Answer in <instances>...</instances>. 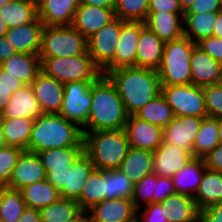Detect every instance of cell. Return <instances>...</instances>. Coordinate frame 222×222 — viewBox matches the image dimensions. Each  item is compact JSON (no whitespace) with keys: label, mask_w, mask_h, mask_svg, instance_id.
Returning <instances> with one entry per match:
<instances>
[{"label":"cell","mask_w":222,"mask_h":222,"mask_svg":"<svg viewBox=\"0 0 222 222\" xmlns=\"http://www.w3.org/2000/svg\"><path fill=\"white\" fill-rule=\"evenodd\" d=\"M213 36L222 39V11H218Z\"/></svg>","instance_id":"obj_59"},{"label":"cell","mask_w":222,"mask_h":222,"mask_svg":"<svg viewBox=\"0 0 222 222\" xmlns=\"http://www.w3.org/2000/svg\"><path fill=\"white\" fill-rule=\"evenodd\" d=\"M196 45L184 35L165 43L157 69L161 86L191 84V56Z\"/></svg>","instance_id":"obj_5"},{"label":"cell","mask_w":222,"mask_h":222,"mask_svg":"<svg viewBox=\"0 0 222 222\" xmlns=\"http://www.w3.org/2000/svg\"><path fill=\"white\" fill-rule=\"evenodd\" d=\"M181 21H184V14L148 12L145 25L166 43L184 35V26Z\"/></svg>","instance_id":"obj_24"},{"label":"cell","mask_w":222,"mask_h":222,"mask_svg":"<svg viewBox=\"0 0 222 222\" xmlns=\"http://www.w3.org/2000/svg\"><path fill=\"white\" fill-rule=\"evenodd\" d=\"M162 214L168 222H198L199 208L194 199L184 194H174L161 202Z\"/></svg>","instance_id":"obj_26"},{"label":"cell","mask_w":222,"mask_h":222,"mask_svg":"<svg viewBox=\"0 0 222 222\" xmlns=\"http://www.w3.org/2000/svg\"><path fill=\"white\" fill-rule=\"evenodd\" d=\"M221 79L222 63L196 45L191 56V84L204 87L220 83Z\"/></svg>","instance_id":"obj_19"},{"label":"cell","mask_w":222,"mask_h":222,"mask_svg":"<svg viewBox=\"0 0 222 222\" xmlns=\"http://www.w3.org/2000/svg\"><path fill=\"white\" fill-rule=\"evenodd\" d=\"M204 117L174 118L163 128V142L193 153V144Z\"/></svg>","instance_id":"obj_12"},{"label":"cell","mask_w":222,"mask_h":222,"mask_svg":"<svg viewBox=\"0 0 222 222\" xmlns=\"http://www.w3.org/2000/svg\"><path fill=\"white\" fill-rule=\"evenodd\" d=\"M84 151V146H69L45 149L37 152L45 171L49 168H71L74 161Z\"/></svg>","instance_id":"obj_36"},{"label":"cell","mask_w":222,"mask_h":222,"mask_svg":"<svg viewBox=\"0 0 222 222\" xmlns=\"http://www.w3.org/2000/svg\"><path fill=\"white\" fill-rule=\"evenodd\" d=\"M218 127H219L218 138L219 141L222 142V118H218Z\"/></svg>","instance_id":"obj_63"},{"label":"cell","mask_w":222,"mask_h":222,"mask_svg":"<svg viewBox=\"0 0 222 222\" xmlns=\"http://www.w3.org/2000/svg\"><path fill=\"white\" fill-rule=\"evenodd\" d=\"M161 94L172 108L174 116L207 117L202 87L193 84L161 86Z\"/></svg>","instance_id":"obj_8"},{"label":"cell","mask_w":222,"mask_h":222,"mask_svg":"<svg viewBox=\"0 0 222 222\" xmlns=\"http://www.w3.org/2000/svg\"><path fill=\"white\" fill-rule=\"evenodd\" d=\"M21 87H5L0 84V113L10 100L12 94Z\"/></svg>","instance_id":"obj_57"},{"label":"cell","mask_w":222,"mask_h":222,"mask_svg":"<svg viewBox=\"0 0 222 222\" xmlns=\"http://www.w3.org/2000/svg\"><path fill=\"white\" fill-rule=\"evenodd\" d=\"M94 169L89 156L83 151L68 169L67 185L59 192L61 198L77 201L89 174Z\"/></svg>","instance_id":"obj_27"},{"label":"cell","mask_w":222,"mask_h":222,"mask_svg":"<svg viewBox=\"0 0 222 222\" xmlns=\"http://www.w3.org/2000/svg\"><path fill=\"white\" fill-rule=\"evenodd\" d=\"M40 61L41 71L62 84L75 81L95 82L102 75L88 52L63 58H40Z\"/></svg>","instance_id":"obj_6"},{"label":"cell","mask_w":222,"mask_h":222,"mask_svg":"<svg viewBox=\"0 0 222 222\" xmlns=\"http://www.w3.org/2000/svg\"><path fill=\"white\" fill-rule=\"evenodd\" d=\"M12 0H0V9L3 8V6L9 2H11Z\"/></svg>","instance_id":"obj_65"},{"label":"cell","mask_w":222,"mask_h":222,"mask_svg":"<svg viewBox=\"0 0 222 222\" xmlns=\"http://www.w3.org/2000/svg\"><path fill=\"white\" fill-rule=\"evenodd\" d=\"M218 119L213 117H204L201 128L193 144V155L195 158L203 159L219 143L218 138Z\"/></svg>","instance_id":"obj_37"},{"label":"cell","mask_w":222,"mask_h":222,"mask_svg":"<svg viewBox=\"0 0 222 222\" xmlns=\"http://www.w3.org/2000/svg\"><path fill=\"white\" fill-rule=\"evenodd\" d=\"M42 180H46V171L38 154L36 152L23 150L6 187L20 190L27 185Z\"/></svg>","instance_id":"obj_15"},{"label":"cell","mask_w":222,"mask_h":222,"mask_svg":"<svg viewBox=\"0 0 222 222\" xmlns=\"http://www.w3.org/2000/svg\"><path fill=\"white\" fill-rule=\"evenodd\" d=\"M92 103L87 131L119 130L125 127L128 115L115 85L106 75L91 84Z\"/></svg>","instance_id":"obj_2"},{"label":"cell","mask_w":222,"mask_h":222,"mask_svg":"<svg viewBox=\"0 0 222 222\" xmlns=\"http://www.w3.org/2000/svg\"><path fill=\"white\" fill-rule=\"evenodd\" d=\"M68 169L71 168H49L46 172V180L59 192L67 185Z\"/></svg>","instance_id":"obj_51"},{"label":"cell","mask_w":222,"mask_h":222,"mask_svg":"<svg viewBox=\"0 0 222 222\" xmlns=\"http://www.w3.org/2000/svg\"><path fill=\"white\" fill-rule=\"evenodd\" d=\"M176 194L172 177L156 174V203H161L169 196Z\"/></svg>","instance_id":"obj_47"},{"label":"cell","mask_w":222,"mask_h":222,"mask_svg":"<svg viewBox=\"0 0 222 222\" xmlns=\"http://www.w3.org/2000/svg\"><path fill=\"white\" fill-rule=\"evenodd\" d=\"M115 85L128 116L161 94V82L156 70L142 67H122L105 74Z\"/></svg>","instance_id":"obj_1"},{"label":"cell","mask_w":222,"mask_h":222,"mask_svg":"<svg viewBox=\"0 0 222 222\" xmlns=\"http://www.w3.org/2000/svg\"><path fill=\"white\" fill-rule=\"evenodd\" d=\"M182 11L185 13L196 0H178Z\"/></svg>","instance_id":"obj_61"},{"label":"cell","mask_w":222,"mask_h":222,"mask_svg":"<svg viewBox=\"0 0 222 222\" xmlns=\"http://www.w3.org/2000/svg\"><path fill=\"white\" fill-rule=\"evenodd\" d=\"M198 222H222V202L199 209Z\"/></svg>","instance_id":"obj_52"},{"label":"cell","mask_w":222,"mask_h":222,"mask_svg":"<svg viewBox=\"0 0 222 222\" xmlns=\"http://www.w3.org/2000/svg\"><path fill=\"white\" fill-rule=\"evenodd\" d=\"M209 56L222 63V39L215 36L201 39L196 43Z\"/></svg>","instance_id":"obj_46"},{"label":"cell","mask_w":222,"mask_h":222,"mask_svg":"<svg viewBox=\"0 0 222 222\" xmlns=\"http://www.w3.org/2000/svg\"><path fill=\"white\" fill-rule=\"evenodd\" d=\"M92 83L75 81L64 84V98L59 114L77 124L82 131L87 123L92 103Z\"/></svg>","instance_id":"obj_9"},{"label":"cell","mask_w":222,"mask_h":222,"mask_svg":"<svg viewBox=\"0 0 222 222\" xmlns=\"http://www.w3.org/2000/svg\"><path fill=\"white\" fill-rule=\"evenodd\" d=\"M131 200L137 211H140L142 201L145 205L156 203V173L152 172L134 184ZM140 200L141 202H139Z\"/></svg>","instance_id":"obj_43"},{"label":"cell","mask_w":222,"mask_h":222,"mask_svg":"<svg viewBox=\"0 0 222 222\" xmlns=\"http://www.w3.org/2000/svg\"><path fill=\"white\" fill-rule=\"evenodd\" d=\"M44 26L37 18L32 23L9 28L5 36L18 53L39 54Z\"/></svg>","instance_id":"obj_23"},{"label":"cell","mask_w":222,"mask_h":222,"mask_svg":"<svg viewBox=\"0 0 222 222\" xmlns=\"http://www.w3.org/2000/svg\"><path fill=\"white\" fill-rule=\"evenodd\" d=\"M193 199L199 209L222 202V171L206 169Z\"/></svg>","instance_id":"obj_32"},{"label":"cell","mask_w":222,"mask_h":222,"mask_svg":"<svg viewBox=\"0 0 222 222\" xmlns=\"http://www.w3.org/2000/svg\"><path fill=\"white\" fill-rule=\"evenodd\" d=\"M31 87L42 113H60L64 98V84L40 71Z\"/></svg>","instance_id":"obj_16"},{"label":"cell","mask_w":222,"mask_h":222,"mask_svg":"<svg viewBox=\"0 0 222 222\" xmlns=\"http://www.w3.org/2000/svg\"><path fill=\"white\" fill-rule=\"evenodd\" d=\"M206 169L204 160L200 158H194L191 162L182 167L172 176L176 193L193 198L198 191Z\"/></svg>","instance_id":"obj_29"},{"label":"cell","mask_w":222,"mask_h":222,"mask_svg":"<svg viewBox=\"0 0 222 222\" xmlns=\"http://www.w3.org/2000/svg\"><path fill=\"white\" fill-rule=\"evenodd\" d=\"M203 160L207 169L222 171V142L210 151Z\"/></svg>","instance_id":"obj_53"},{"label":"cell","mask_w":222,"mask_h":222,"mask_svg":"<svg viewBox=\"0 0 222 222\" xmlns=\"http://www.w3.org/2000/svg\"><path fill=\"white\" fill-rule=\"evenodd\" d=\"M87 213L88 222H133L138 211L131 199L115 198L101 201Z\"/></svg>","instance_id":"obj_13"},{"label":"cell","mask_w":222,"mask_h":222,"mask_svg":"<svg viewBox=\"0 0 222 222\" xmlns=\"http://www.w3.org/2000/svg\"><path fill=\"white\" fill-rule=\"evenodd\" d=\"M0 67L24 85H31L41 71V61L38 54L17 52L4 61Z\"/></svg>","instance_id":"obj_25"},{"label":"cell","mask_w":222,"mask_h":222,"mask_svg":"<svg viewBox=\"0 0 222 222\" xmlns=\"http://www.w3.org/2000/svg\"><path fill=\"white\" fill-rule=\"evenodd\" d=\"M220 10V0H196L184 14H208Z\"/></svg>","instance_id":"obj_50"},{"label":"cell","mask_w":222,"mask_h":222,"mask_svg":"<svg viewBox=\"0 0 222 222\" xmlns=\"http://www.w3.org/2000/svg\"><path fill=\"white\" fill-rule=\"evenodd\" d=\"M64 222H88V213L81 210L75 217Z\"/></svg>","instance_id":"obj_60"},{"label":"cell","mask_w":222,"mask_h":222,"mask_svg":"<svg viewBox=\"0 0 222 222\" xmlns=\"http://www.w3.org/2000/svg\"><path fill=\"white\" fill-rule=\"evenodd\" d=\"M0 84L5 87H23L24 84L0 67Z\"/></svg>","instance_id":"obj_55"},{"label":"cell","mask_w":222,"mask_h":222,"mask_svg":"<svg viewBox=\"0 0 222 222\" xmlns=\"http://www.w3.org/2000/svg\"><path fill=\"white\" fill-rule=\"evenodd\" d=\"M194 158L190 151L162 142L153 152V172L160 176L172 177Z\"/></svg>","instance_id":"obj_18"},{"label":"cell","mask_w":222,"mask_h":222,"mask_svg":"<svg viewBox=\"0 0 222 222\" xmlns=\"http://www.w3.org/2000/svg\"><path fill=\"white\" fill-rule=\"evenodd\" d=\"M87 52V39L72 26H44L40 58L71 57Z\"/></svg>","instance_id":"obj_7"},{"label":"cell","mask_w":222,"mask_h":222,"mask_svg":"<svg viewBox=\"0 0 222 222\" xmlns=\"http://www.w3.org/2000/svg\"><path fill=\"white\" fill-rule=\"evenodd\" d=\"M150 0H114L115 16L123 21L145 22Z\"/></svg>","instance_id":"obj_41"},{"label":"cell","mask_w":222,"mask_h":222,"mask_svg":"<svg viewBox=\"0 0 222 222\" xmlns=\"http://www.w3.org/2000/svg\"><path fill=\"white\" fill-rule=\"evenodd\" d=\"M7 31H8V28L6 26L5 21H3L2 18L0 17V37L4 36Z\"/></svg>","instance_id":"obj_62"},{"label":"cell","mask_w":222,"mask_h":222,"mask_svg":"<svg viewBox=\"0 0 222 222\" xmlns=\"http://www.w3.org/2000/svg\"><path fill=\"white\" fill-rule=\"evenodd\" d=\"M134 184L119 169L105 171V200L132 199Z\"/></svg>","instance_id":"obj_39"},{"label":"cell","mask_w":222,"mask_h":222,"mask_svg":"<svg viewBox=\"0 0 222 222\" xmlns=\"http://www.w3.org/2000/svg\"><path fill=\"white\" fill-rule=\"evenodd\" d=\"M134 116L161 128L174 118L172 108L162 94L147 103Z\"/></svg>","instance_id":"obj_38"},{"label":"cell","mask_w":222,"mask_h":222,"mask_svg":"<svg viewBox=\"0 0 222 222\" xmlns=\"http://www.w3.org/2000/svg\"><path fill=\"white\" fill-rule=\"evenodd\" d=\"M103 200H105V171L94 168L89 174L77 202L80 210L87 212Z\"/></svg>","instance_id":"obj_34"},{"label":"cell","mask_w":222,"mask_h":222,"mask_svg":"<svg viewBox=\"0 0 222 222\" xmlns=\"http://www.w3.org/2000/svg\"><path fill=\"white\" fill-rule=\"evenodd\" d=\"M207 109V116L222 118V85L216 83L202 87Z\"/></svg>","instance_id":"obj_45"},{"label":"cell","mask_w":222,"mask_h":222,"mask_svg":"<svg viewBox=\"0 0 222 222\" xmlns=\"http://www.w3.org/2000/svg\"><path fill=\"white\" fill-rule=\"evenodd\" d=\"M0 17L7 28H16L38 18L37 3L32 0H12L0 9Z\"/></svg>","instance_id":"obj_31"},{"label":"cell","mask_w":222,"mask_h":222,"mask_svg":"<svg viewBox=\"0 0 222 222\" xmlns=\"http://www.w3.org/2000/svg\"><path fill=\"white\" fill-rule=\"evenodd\" d=\"M26 207L40 209L60 198L59 191L47 180H42L20 189Z\"/></svg>","instance_id":"obj_33"},{"label":"cell","mask_w":222,"mask_h":222,"mask_svg":"<svg viewBox=\"0 0 222 222\" xmlns=\"http://www.w3.org/2000/svg\"><path fill=\"white\" fill-rule=\"evenodd\" d=\"M39 211L41 222H64L75 217L81 210L77 201L60 197Z\"/></svg>","instance_id":"obj_40"},{"label":"cell","mask_w":222,"mask_h":222,"mask_svg":"<svg viewBox=\"0 0 222 222\" xmlns=\"http://www.w3.org/2000/svg\"><path fill=\"white\" fill-rule=\"evenodd\" d=\"M83 140V131L77 124L60 114L42 113L34 119L27 150L37 153L45 149L84 146Z\"/></svg>","instance_id":"obj_3"},{"label":"cell","mask_w":222,"mask_h":222,"mask_svg":"<svg viewBox=\"0 0 222 222\" xmlns=\"http://www.w3.org/2000/svg\"><path fill=\"white\" fill-rule=\"evenodd\" d=\"M33 122V118L0 119V137L2 144L27 150Z\"/></svg>","instance_id":"obj_28"},{"label":"cell","mask_w":222,"mask_h":222,"mask_svg":"<svg viewBox=\"0 0 222 222\" xmlns=\"http://www.w3.org/2000/svg\"><path fill=\"white\" fill-rule=\"evenodd\" d=\"M115 18L113 8L79 4L71 26L88 39Z\"/></svg>","instance_id":"obj_17"},{"label":"cell","mask_w":222,"mask_h":222,"mask_svg":"<svg viewBox=\"0 0 222 222\" xmlns=\"http://www.w3.org/2000/svg\"><path fill=\"white\" fill-rule=\"evenodd\" d=\"M83 134L84 152L95 169H119L130 148L124 128L98 131L83 129Z\"/></svg>","instance_id":"obj_4"},{"label":"cell","mask_w":222,"mask_h":222,"mask_svg":"<svg viewBox=\"0 0 222 222\" xmlns=\"http://www.w3.org/2000/svg\"><path fill=\"white\" fill-rule=\"evenodd\" d=\"M145 22L123 21L113 62L102 72L105 75L117 68L136 66L137 42Z\"/></svg>","instance_id":"obj_11"},{"label":"cell","mask_w":222,"mask_h":222,"mask_svg":"<svg viewBox=\"0 0 222 222\" xmlns=\"http://www.w3.org/2000/svg\"><path fill=\"white\" fill-rule=\"evenodd\" d=\"M79 4L104 8H113L114 0H79Z\"/></svg>","instance_id":"obj_58"},{"label":"cell","mask_w":222,"mask_h":222,"mask_svg":"<svg viewBox=\"0 0 222 222\" xmlns=\"http://www.w3.org/2000/svg\"><path fill=\"white\" fill-rule=\"evenodd\" d=\"M22 151V148L16 146H0V186L8 185Z\"/></svg>","instance_id":"obj_44"},{"label":"cell","mask_w":222,"mask_h":222,"mask_svg":"<svg viewBox=\"0 0 222 222\" xmlns=\"http://www.w3.org/2000/svg\"><path fill=\"white\" fill-rule=\"evenodd\" d=\"M121 26L122 20L116 17L87 39V52L102 72L113 62Z\"/></svg>","instance_id":"obj_10"},{"label":"cell","mask_w":222,"mask_h":222,"mask_svg":"<svg viewBox=\"0 0 222 222\" xmlns=\"http://www.w3.org/2000/svg\"><path fill=\"white\" fill-rule=\"evenodd\" d=\"M165 43L146 25L140 30L136 51V67L156 70L163 56Z\"/></svg>","instance_id":"obj_22"},{"label":"cell","mask_w":222,"mask_h":222,"mask_svg":"<svg viewBox=\"0 0 222 222\" xmlns=\"http://www.w3.org/2000/svg\"><path fill=\"white\" fill-rule=\"evenodd\" d=\"M2 197H3V186H0V215H1V207H2Z\"/></svg>","instance_id":"obj_64"},{"label":"cell","mask_w":222,"mask_h":222,"mask_svg":"<svg viewBox=\"0 0 222 222\" xmlns=\"http://www.w3.org/2000/svg\"><path fill=\"white\" fill-rule=\"evenodd\" d=\"M218 12L208 14H184V36L197 43L203 38L213 36Z\"/></svg>","instance_id":"obj_35"},{"label":"cell","mask_w":222,"mask_h":222,"mask_svg":"<svg viewBox=\"0 0 222 222\" xmlns=\"http://www.w3.org/2000/svg\"><path fill=\"white\" fill-rule=\"evenodd\" d=\"M124 130L130 147L154 152L163 142V128L134 115L128 116Z\"/></svg>","instance_id":"obj_14"},{"label":"cell","mask_w":222,"mask_h":222,"mask_svg":"<svg viewBox=\"0 0 222 222\" xmlns=\"http://www.w3.org/2000/svg\"><path fill=\"white\" fill-rule=\"evenodd\" d=\"M42 114L31 85H24L14 92L0 113V119L33 118Z\"/></svg>","instance_id":"obj_21"},{"label":"cell","mask_w":222,"mask_h":222,"mask_svg":"<svg viewBox=\"0 0 222 222\" xmlns=\"http://www.w3.org/2000/svg\"><path fill=\"white\" fill-rule=\"evenodd\" d=\"M119 170L125 174L133 184L138 183L144 176L153 172V152L130 147Z\"/></svg>","instance_id":"obj_30"},{"label":"cell","mask_w":222,"mask_h":222,"mask_svg":"<svg viewBox=\"0 0 222 222\" xmlns=\"http://www.w3.org/2000/svg\"><path fill=\"white\" fill-rule=\"evenodd\" d=\"M79 0H39L38 18L45 26H71Z\"/></svg>","instance_id":"obj_20"},{"label":"cell","mask_w":222,"mask_h":222,"mask_svg":"<svg viewBox=\"0 0 222 222\" xmlns=\"http://www.w3.org/2000/svg\"><path fill=\"white\" fill-rule=\"evenodd\" d=\"M16 53L17 51L12 46V44L7 41L6 36L5 35L1 36L0 37V65Z\"/></svg>","instance_id":"obj_54"},{"label":"cell","mask_w":222,"mask_h":222,"mask_svg":"<svg viewBox=\"0 0 222 222\" xmlns=\"http://www.w3.org/2000/svg\"><path fill=\"white\" fill-rule=\"evenodd\" d=\"M26 208L20 190L3 186L1 215L5 222H17Z\"/></svg>","instance_id":"obj_42"},{"label":"cell","mask_w":222,"mask_h":222,"mask_svg":"<svg viewBox=\"0 0 222 222\" xmlns=\"http://www.w3.org/2000/svg\"><path fill=\"white\" fill-rule=\"evenodd\" d=\"M144 207L145 210L141 213L142 216L137 214V220L139 222H168V219L162 214L161 203H150L144 205Z\"/></svg>","instance_id":"obj_48"},{"label":"cell","mask_w":222,"mask_h":222,"mask_svg":"<svg viewBox=\"0 0 222 222\" xmlns=\"http://www.w3.org/2000/svg\"><path fill=\"white\" fill-rule=\"evenodd\" d=\"M148 12L184 14L178 0H150Z\"/></svg>","instance_id":"obj_49"},{"label":"cell","mask_w":222,"mask_h":222,"mask_svg":"<svg viewBox=\"0 0 222 222\" xmlns=\"http://www.w3.org/2000/svg\"><path fill=\"white\" fill-rule=\"evenodd\" d=\"M17 222H41L39 209L26 207Z\"/></svg>","instance_id":"obj_56"}]
</instances>
